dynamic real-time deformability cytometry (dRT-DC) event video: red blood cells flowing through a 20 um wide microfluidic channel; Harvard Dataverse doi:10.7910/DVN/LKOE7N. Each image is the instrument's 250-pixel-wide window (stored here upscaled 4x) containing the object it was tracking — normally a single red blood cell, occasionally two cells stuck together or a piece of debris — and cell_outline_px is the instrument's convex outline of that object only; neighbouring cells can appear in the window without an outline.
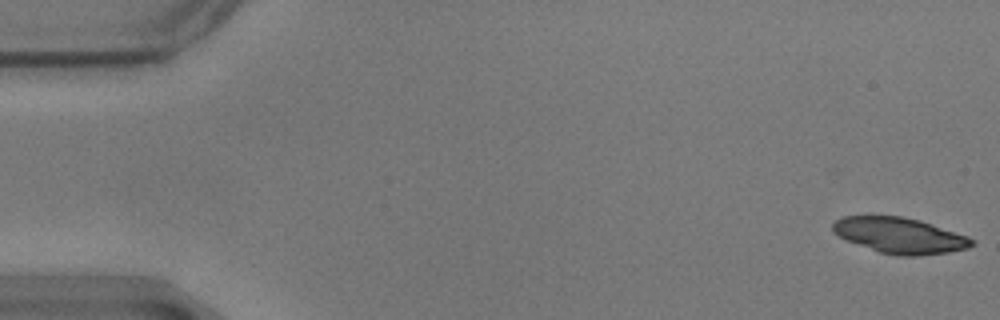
{"species": "common noctule bat (a hibernating species)", "species_latin": "Nyctalus noctula", "temperature_condition": "warm", "stored_images_in_passage": 57, "camera_frame_rate_fps": 3000, "um_per_image_px": 0.085, "animal": {"sex": "male", "body_mass_g": 17.9}, "frame": {"image": 1, "passage_image": 1, "time_ms": 0.0, "image_size_px": [1000, 320], "cell_outline_px": [[976, 244], [968, 248], [948, 252], [916, 256], [900, 256], [880, 252], [848, 240], [832, 232], [832, 224], [836, 220], [844, 216], [872, 212], [900, 216], [920, 220], [968, 236], [976, 240]], "centroid_in_image_um": [76.46, 19.96], "position_along_channel_um": 8.5, "area_um2": 29.59}}
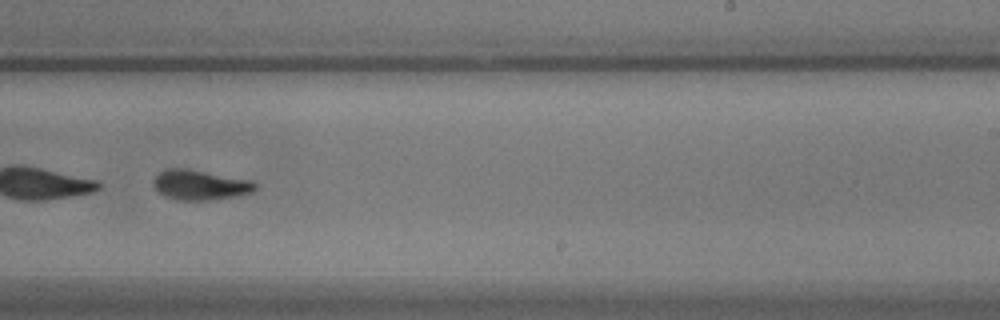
{"frame": {"image": 2, "passage_image": 36, "time_ms": 11.667, "image_size_px": [1000, 320], "cell_outline_px": [[256, 188], [252, 192], [232, 196], [204, 200], [180, 200], [168, 196], [160, 192], [152, 184], [152, 180], [164, 168], [184, 168], [252, 180], [256, 184]], "centroid_in_image_um": [16.98, 15.69], "position_along_channel_um": 272.0, "area_um2": 17.4}, "authors_computed_cell_mechanics": {"area_um2": 18.8428, "velocity_mm_per_s": 3.487, "shape_relaxation_time_tau1_ms": 2.4302, "shape_relaxation_time_tau2_ms": 1.8842, "deformation_change_tau1": 0.1878, "deformation_change_tau2": 0.0906}}